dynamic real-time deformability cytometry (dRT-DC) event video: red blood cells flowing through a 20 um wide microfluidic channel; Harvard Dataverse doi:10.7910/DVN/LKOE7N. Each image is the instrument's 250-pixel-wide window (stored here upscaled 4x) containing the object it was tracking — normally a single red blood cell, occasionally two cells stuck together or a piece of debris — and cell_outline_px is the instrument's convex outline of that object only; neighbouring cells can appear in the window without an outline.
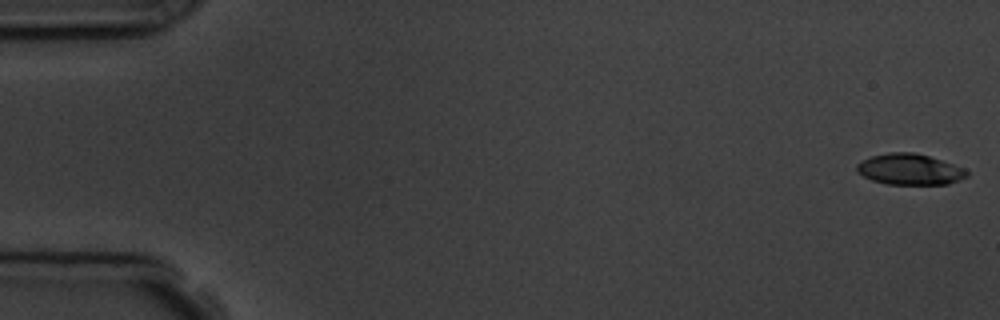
{"species": "common noctule bat (a hibernating species)", "species_latin": "Nyctalus noctula", "temperature_condition": "room temperature", "stored_images_in_passage": 5, "camera_frame_rate_fps": 3000, "um_per_image_px": 0.085, "animal": {"sex": "male", "body_mass_g": 19.5, "forearm_length_mm": 54.6}, "frame": {"image": 1, "passage_image": 1, "time_ms": 0.0, "image_size_px": [1000, 320], "cell_outline_px": [[968, 176], [960, 180], [948, 184], [888, 184], [872, 180], [856, 172], [856, 164], [872, 156], [888, 152], [912, 152], [928, 156], [964, 168], [968, 172]], "centroid_in_image_um": [77.32, 14.4], "position_along_channel_um": 7.7, "area_um2": 19.71}}
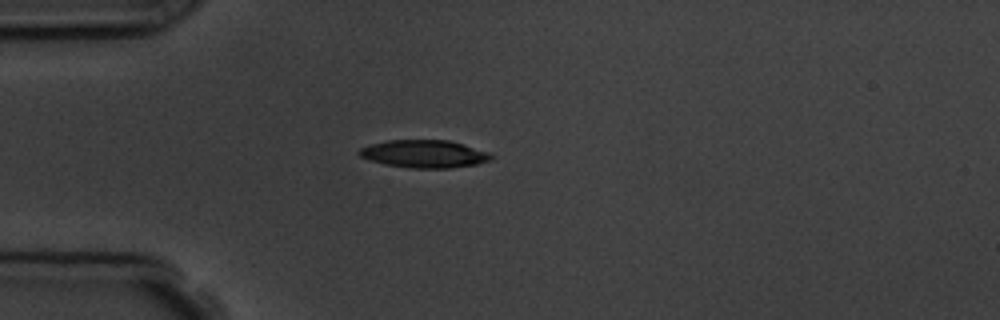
{"frame": {"image": 2, "passage_image": 5, "time_ms": 4.667, "image_size_px": [1000, 320], "cell_outline_px": [[492, 160], [476, 164], [448, 168], [412, 168], [384, 164], [360, 156], [356, 152], [360, 148], [372, 144], [388, 140], [448, 140], [464, 144], [488, 152], [492, 156]], "centroid_in_image_um": [36.06, 13.08], "position_along_channel_um": 48.9, "area_um2": 21.15}}